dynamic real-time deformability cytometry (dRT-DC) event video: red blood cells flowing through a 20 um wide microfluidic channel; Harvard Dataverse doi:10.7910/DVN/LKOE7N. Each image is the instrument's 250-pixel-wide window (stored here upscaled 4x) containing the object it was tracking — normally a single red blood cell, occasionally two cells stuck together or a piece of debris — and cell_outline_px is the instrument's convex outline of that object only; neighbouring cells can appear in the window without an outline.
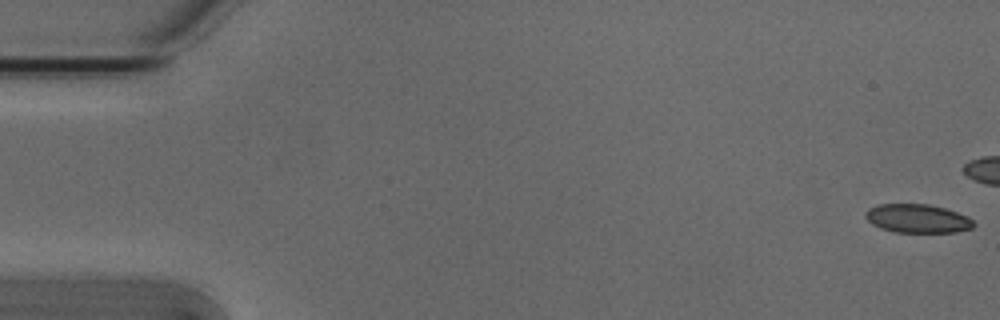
{"species": "Egyptian fruit bat (a non-hibernating species)", "species_latin": "Rousettus aegyptiacus", "temperature_condition": "cold", "stored_images_in_passage": 8, "camera_frame_rate_fps": 3000, "um_per_image_px": 0.085, "animal": {"sex": "male"}, "frame": {"image": 1, "passage_image": 1, "time_ms": 0.0, "image_size_px": [1000, 320], "cell_outline_px": [[976, 224], [972, 228], [956, 232], [896, 232], [880, 228], [872, 224], [864, 216], [864, 212], [868, 208], [880, 204], [928, 204], [944, 208], [968, 216]], "centroid_in_image_um": [77.97, 18.57], "position_along_channel_um": 7.0, "area_um2": 18.09}}